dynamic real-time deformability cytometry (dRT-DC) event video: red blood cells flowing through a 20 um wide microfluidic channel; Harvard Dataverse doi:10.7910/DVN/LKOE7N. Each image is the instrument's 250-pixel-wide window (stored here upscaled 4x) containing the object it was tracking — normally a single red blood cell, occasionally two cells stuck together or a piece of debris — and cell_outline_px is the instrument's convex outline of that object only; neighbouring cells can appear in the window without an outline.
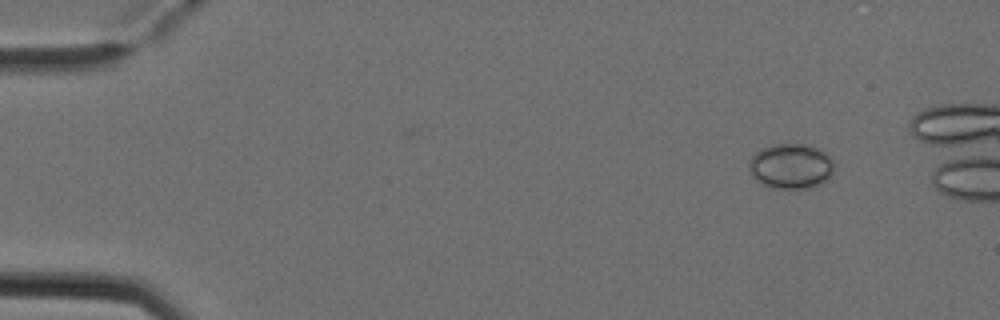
{"species": "Egyptian fruit bat (a non-hibernating species)", "species_latin": "Rousettus aegyptiacus", "temperature_condition": "cold", "stored_images_in_passage": 4, "camera_frame_rate_fps": 3000, "um_per_image_px": 0.085, "animal": {"sex": "female"}, "frame": {"image": 1, "passage_image": 1, "time_ms": 0.0, "image_size_px": [1000, 320], "cell_outline_px": [[832, 172], [820, 184], [808, 188], [776, 188], [764, 184], [756, 180], [748, 168], [748, 160], [760, 148], [772, 144], [804, 144], [820, 148], [832, 156]], "centroid_in_image_um": [67.2, 14.09], "position_along_channel_um": 17.8, "area_um2": 22.37}}